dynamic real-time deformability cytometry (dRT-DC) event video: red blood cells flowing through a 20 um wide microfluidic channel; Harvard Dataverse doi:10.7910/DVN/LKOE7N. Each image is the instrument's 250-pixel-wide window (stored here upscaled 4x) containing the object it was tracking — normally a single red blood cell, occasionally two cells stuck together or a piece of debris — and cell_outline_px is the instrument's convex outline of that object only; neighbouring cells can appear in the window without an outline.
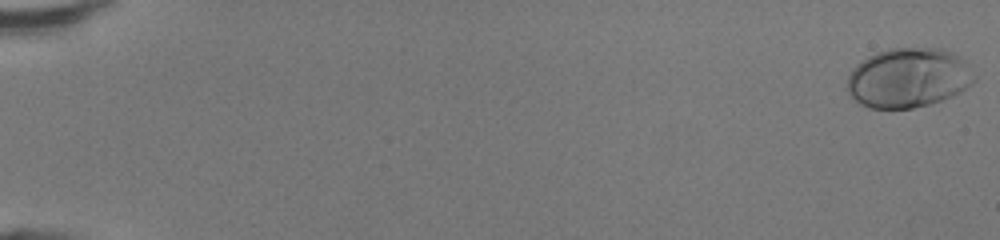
{"species": "human", "species_latin": "Homo sapiens", "temperature_condition": "room temperature", "stored_images_in_passage": 49, "camera_frame_rate_fps": 3000, "um_per_image_px": 0.085, "donor": {"sex": "female"}, "frame": {"image": 1, "passage_image": 1, "time_ms": 0.0, "image_size_px": [1000, 240], "cell_outline_px": [[976, 80], [972, 84], [960, 92], [952, 96], [928, 104], [912, 108], [868, 108], [860, 104], [848, 92], [848, 76], [852, 68], [856, 64], [868, 56], [876, 52], [888, 48], [940, 48], [952, 52], [960, 56], [964, 60], [976, 76]], "centroid_in_image_um": [77.22, 6.6], "position_along_channel_um": 7.8, "area_um2": 44.27}}
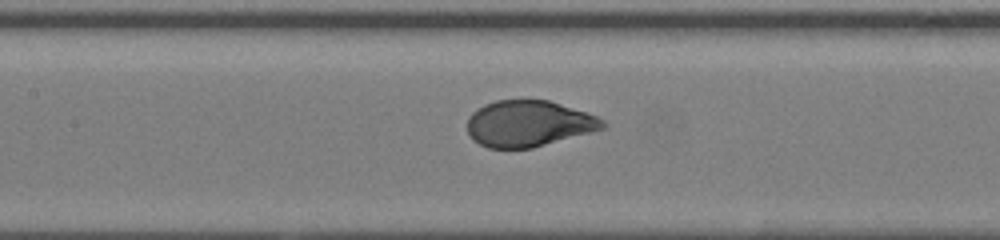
{"frame": {"image": 2, "passage_image": 25, "time_ms": 8.0, "image_size_px": [1000, 240], "cell_outline_px": [[608, 124], [604, 128], [532, 148], [488, 148], [472, 140], [468, 132], [468, 116], [472, 112], [484, 104], [496, 100], [548, 100], [588, 112], [604, 120]], "centroid_in_image_um": [44.92, 10.5], "position_along_channel_um": 162.5, "area_um2": 36.41}}
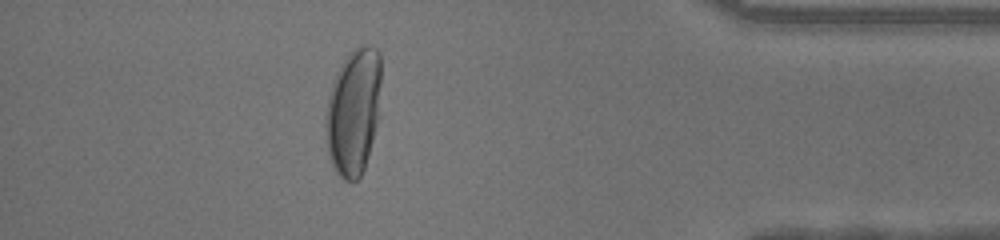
{"frame": {"image": 3, "passage_image": 44, "time_ms": 14.333, "image_size_px": [1000, 240], "cell_outline_px": [[380, 84], [376, 124], [368, 156], [364, 168], [360, 176], [356, 180], [344, 180], [336, 172], [332, 164], [328, 152], [324, 124], [324, 116], [328, 96], [336, 72], [348, 52], [360, 44], [368, 44], [376, 48], [380, 52]], "centroid_in_image_um": [30.01, 9.43], "position_along_channel_um": 405.2, "area_um2": 40.98}, "authors_computed_cell_mechanics": {"area_um2": 38.3214, "velocity_mm_per_s": 4.3403, "shape_relaxation_time_tau1_ms": 3.1868, "shape_relaxation_time_tau2_ms": null, "deformation_change_tau1": 0.1971, "deformation_change_tau2": null}}